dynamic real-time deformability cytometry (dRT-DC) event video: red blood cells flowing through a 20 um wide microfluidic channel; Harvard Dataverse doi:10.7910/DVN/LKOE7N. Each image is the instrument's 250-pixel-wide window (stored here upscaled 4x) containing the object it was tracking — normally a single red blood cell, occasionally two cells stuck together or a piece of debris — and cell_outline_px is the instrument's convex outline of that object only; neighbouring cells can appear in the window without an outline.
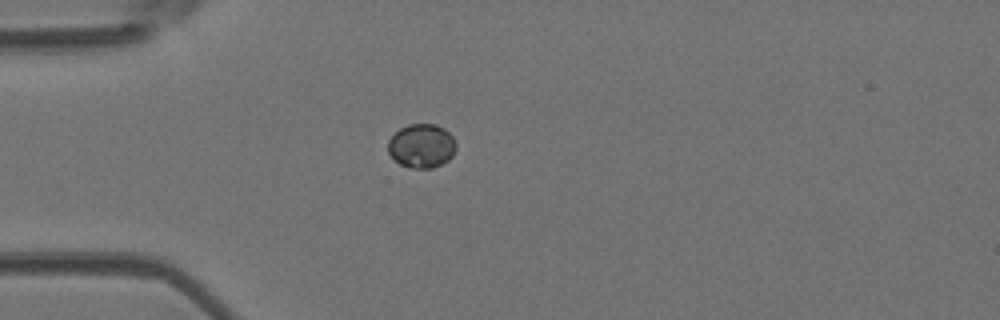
{"species": "Egyptian fruit bat (a non-hibernating species)", "species_latin": "Rousettus aegyptiacus", "temperature_condition": "room temperature", "stored_images_in_passage": 5, "camera_frame_rate_fps": 3000, "um_per_image_px": 0.085, "animal": {"sex": "female"}, "frame": {"image": 1, "passage_image": 5, "time_ms": 5.667, "image_size_px": [1000, 320], "cell_outline_px": [[456, 148], [452, 156], [448, 160], [432, 168], [412, 168], [400, 164], [388, 152], [388, 140], [400, 128], [408, 124], [436, 124], [444, 128], [452, 136], [456, 144]], "centroid_in_image_um": [35.84, 12.39], "position_along_channel_um": 49.2, "area_um2": 17.34}}